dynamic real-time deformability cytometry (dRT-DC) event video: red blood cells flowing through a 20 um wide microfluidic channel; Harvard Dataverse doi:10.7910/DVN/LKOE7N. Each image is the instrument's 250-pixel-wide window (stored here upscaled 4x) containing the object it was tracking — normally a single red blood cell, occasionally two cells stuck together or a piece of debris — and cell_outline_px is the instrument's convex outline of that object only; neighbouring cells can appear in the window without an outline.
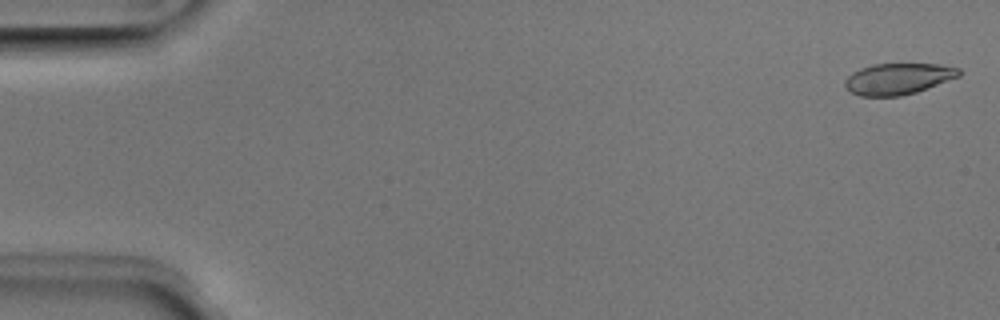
{"species": "Egyptian fruit bat (a non-hibernating species)", "species_latin": "Rousettus aegyptiacus", "temperature_condition": "room temperature", "stored_images_in_passage": 51, "camera_frame_rate_fps": 3000, "um_per_image_px": 0.085, "animal": {"sex": "male"}, "frame": {"image": 1, "passage_image": 1, "time_ms": 0.0, "image_size_px": [1000, 320], "cell_outline_px": [[960, 76], [916, 92], [900, 96], [860, 96], [844, 88], [844, 80], [852, 72], [860, 68], [872, 64], [940, 64], [960, 68]], "centroid_in_image_um": [76.31, 6.69], "position_along_channel_um": 8.7, "area_um2": 20.81}}
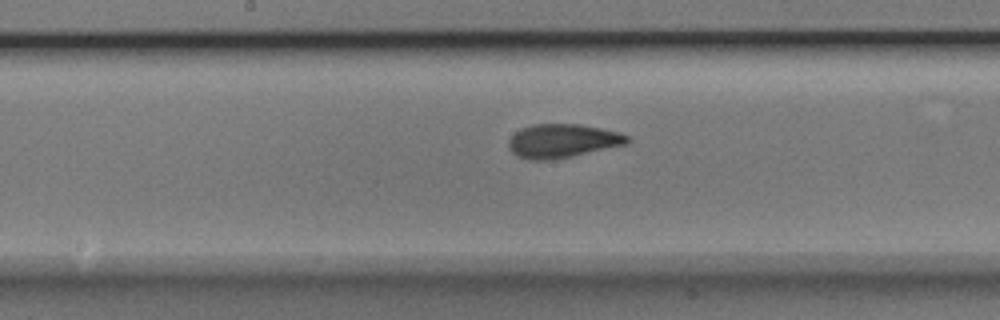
{"frame": {"image": 2, "passage_image": 26, "time_ms": 8.333, "image_size_px": [1000, 320], "cell_outline_px": [[632, 140], [628, 144], [552, 160], [528, 160], [516, 156], [508, 148], [508, 140], [520, 128], [532, 124], [580, 124], [620, 132], [632, 136]], "centroid_in_image_um": [47.83, 11.97], "position_along_channel_um": 200.4, "area_um2": 23.64}}
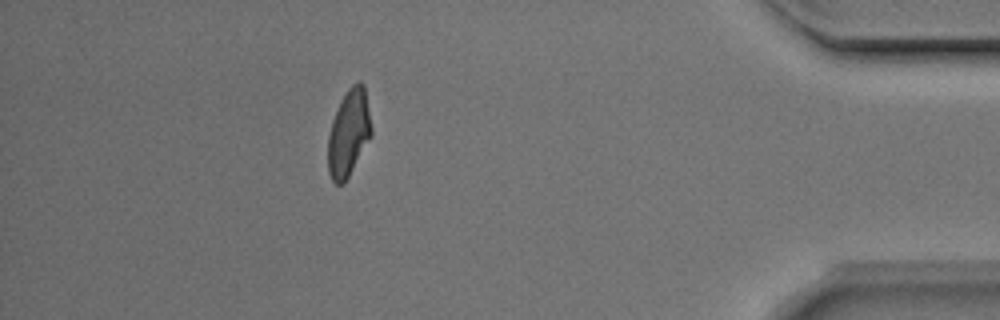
{"frame": {"image": 3, "passage_image": 45, "time_ms": 14.667, "image_size_px": [1000, 320], "cell_outline_px": [[372, 136], [344, 184], [336, 184], [332, 180], [328, 172], [328, 136], [332, 120], [340, 100], [348, 88], [356, 80], [360, 80], [364, 84], [372, 128]], "centroid_in_image_um": [29.65, 11.29], "position_along_channel_um": 405.6, "area_um2": 22.2}, "authors_computed_cell_mechanics": {"area_um2": 22.253, "velocity_mm_per_s": 3.9806, "shape_relaxation_time_tau1_ms": 3.5073, "shape_relaxation_time_tau2_ms": 1.337, "deformation_change_tau1": 0.1555, "deformation_change_tau2": 0.072}}